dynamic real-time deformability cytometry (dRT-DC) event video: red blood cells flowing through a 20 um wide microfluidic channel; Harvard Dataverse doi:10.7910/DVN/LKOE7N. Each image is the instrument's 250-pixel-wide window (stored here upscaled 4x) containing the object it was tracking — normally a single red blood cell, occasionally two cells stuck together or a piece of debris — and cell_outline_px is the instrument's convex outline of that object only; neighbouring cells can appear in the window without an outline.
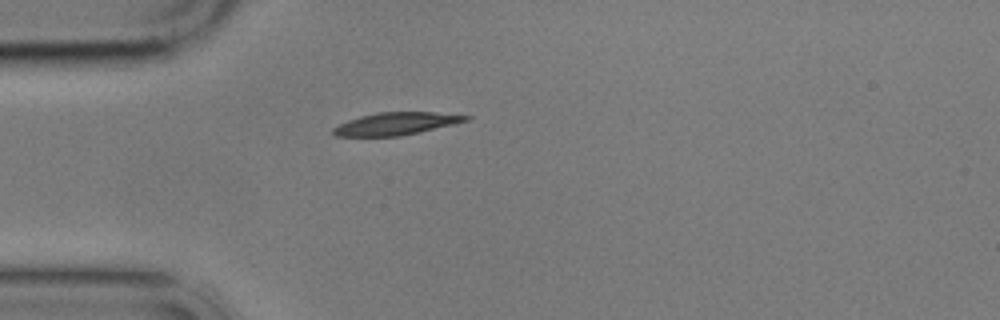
{"species": "common noctule bat (a hibernating species)", "species_latin": "Nyctalus noctula", "temperature_condition": "cold", "stored_images_in_passage": 1, "camera_frame_rate_fps": 3000, "um_per_image_px": 0.085, "animal": {"sex": "male", "body_mass_g": 17.9}, "frame": {"image": 1, "passage_image": 1, "time_ms": 0.0, "image_size_px": [1000, 320], "cell_outline_px": [[472, 116], [468, 120], [420, 132], [400, 136], [336, 136], [332, 132], [332, 128], [348, 120], [360, 116], [376, 112], [432, 112]], "centroid_in_image_um": [33.63, 10.51], "position_along_channel_um": 51.4, "area_um2": 17.22}}